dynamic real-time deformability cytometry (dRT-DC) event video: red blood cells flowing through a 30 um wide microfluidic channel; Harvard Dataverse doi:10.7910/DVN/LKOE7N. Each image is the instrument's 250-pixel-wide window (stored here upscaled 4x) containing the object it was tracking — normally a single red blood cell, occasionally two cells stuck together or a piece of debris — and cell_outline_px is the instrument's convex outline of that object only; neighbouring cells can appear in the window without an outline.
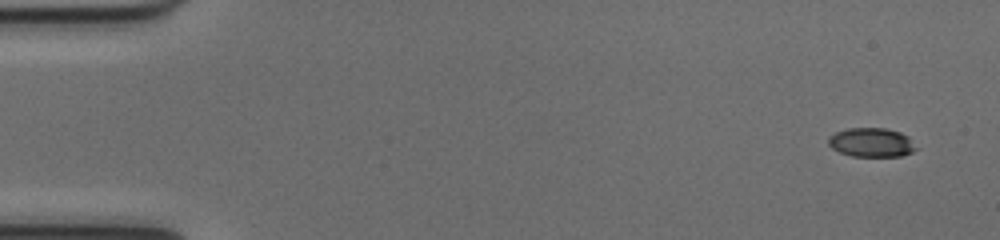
{"species": "common noctule bat (a hibernating species)", "species_latin": "Nyctalus noctula", "temperature_condition": "cold", "stored_images_in_passage": 51, "camera_frame_rate_fps": 3000, "um_per_image_px": 0.085, "animal": {"sex": "female", "body_mass_g": 17.0, "forearm_length_mm": 48.0}, "frame": {"image": 1, "passage_image": 2, "time_ms": 0.333, "image_size_px": [1000, 240], "cell_outline_px": [[920, 148], [912, 152], [900, 156], [852, 156], [840, 152], [832, 148], [828, 144], [828, 136], [836, 132], [848, 128], [884, 128], [900, 132], [908, 136]], "centroid_in_image_um": [74.1, 12.1], "position_along_channel_um": 10.9, "area_um2": 14.97}}
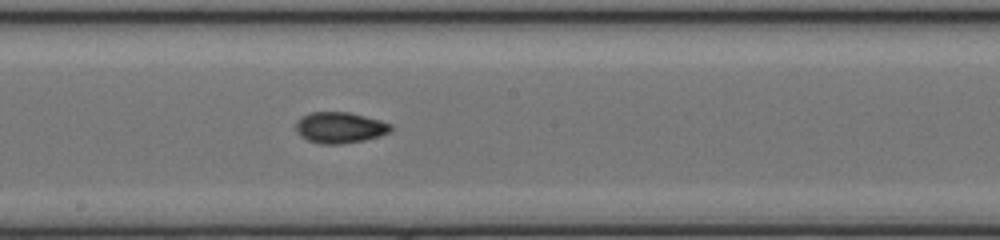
{"frame": {"image": 2, "passage_image": 28, "time_ms": 9.0, "image_size_px": [1000, 240], "cell_outline_px": [[392, 128], [388, 132], [380, 136], [364, 140], [340, 144], [320, 144], [308, 140], [300, 136], [296, 132], [296, 124], [304, 116], [312, 112], [348, 112], [380, 120], [392, 124]], "centroid_in_image_um": [28.9, 10.85], "position_along_channel_um": 219.3, "area_um2": 16.99}}
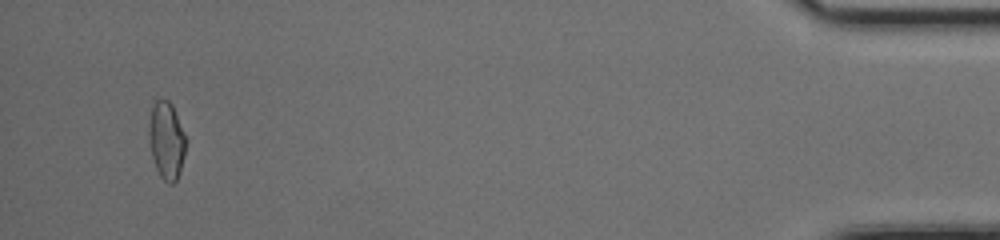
{"frame": {"image": 3, "passage_image": 49, "time_ms": 16.0, "image_size_px": [1000, 240], "cell_outline_px": [[188, 140], [180, 172], [176, 180], [172, 184], [168, 184], [160, 176], [156, 168], [152, 156], [148, 136], [148, 124], [152, 104], [156, 100], [168, 100], [172, 104]], "centroid_in_image_um": [14.16, 11.93], "position_along_channel_um": 421.0, "area_um2": 16.99}, "authors_computed_cell_mechanics": {"area_um2": 16.4152, "velocity_mm_per_s": 4.0281, "shape_relaxation_time_tau1_ms": null, "shape_relaxation_time_tau2_ms": 1.9064, "deformation_change_tau1": null, "deformation_change_tau2": 0.0683}}